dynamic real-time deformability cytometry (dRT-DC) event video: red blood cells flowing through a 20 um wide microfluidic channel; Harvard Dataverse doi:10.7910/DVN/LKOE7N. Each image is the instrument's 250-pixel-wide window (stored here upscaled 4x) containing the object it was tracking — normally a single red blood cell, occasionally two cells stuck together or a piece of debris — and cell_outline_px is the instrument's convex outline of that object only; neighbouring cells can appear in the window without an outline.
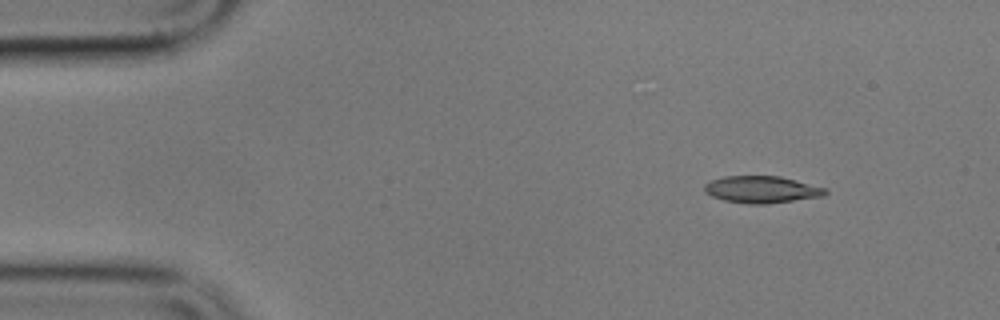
{"species": "common noctule bat (a hibernating species)", "species_latin": "Nyctalus noctula", "temperature_condition": "cold", "stored_images_in_passage": 3, "camera_frame_rate_fps": 3000, "um_per_image_px": 0.085, "animal": {"sex": "male", "body_mass_g": 17.9}, "frame": {"image": 1, "passage_image": 1, "time_ms": 0.0, "image_size_px": [1000, 320], "cell_outline_px": [[828, 192], [824, 196], [764, 204], [748, 204], [724, 200], [712, 196], [704, 192], [704, 184], [708, 180], [724, 176], [780, 176], [828, 188]], "centroid_in_image_um": [64.73, 16.1], "position_along_channel_um": 20.3, "area_um2": 19.13}}
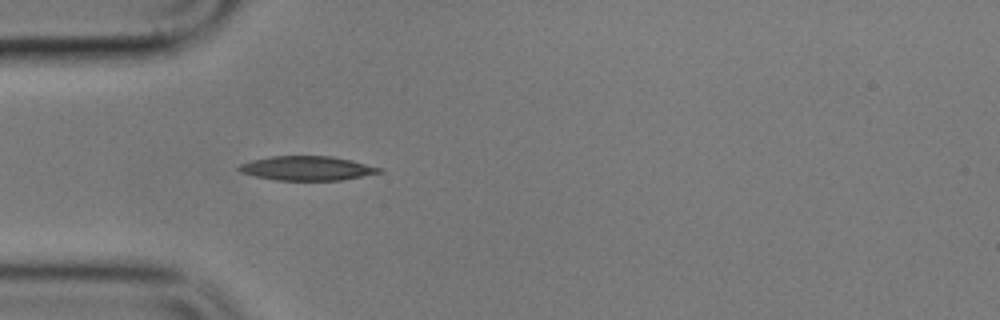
{"frame": {"image": 2, "passage_image": 3, "time_ms": 3.333, "image_size_px": [1000, 320], "cell_outline_px": [[384, 172], [340, 180], [276, 180], [256, 176], [240, 172], [236, 168], [240, 164], [252, 160], [268, 156], [332, 156], [352, 160], [384, 168]], "centroid_in_image_um": [26.12, 14.29], "position_along_channel_um": 58.9, "area_um2": 19.94}}